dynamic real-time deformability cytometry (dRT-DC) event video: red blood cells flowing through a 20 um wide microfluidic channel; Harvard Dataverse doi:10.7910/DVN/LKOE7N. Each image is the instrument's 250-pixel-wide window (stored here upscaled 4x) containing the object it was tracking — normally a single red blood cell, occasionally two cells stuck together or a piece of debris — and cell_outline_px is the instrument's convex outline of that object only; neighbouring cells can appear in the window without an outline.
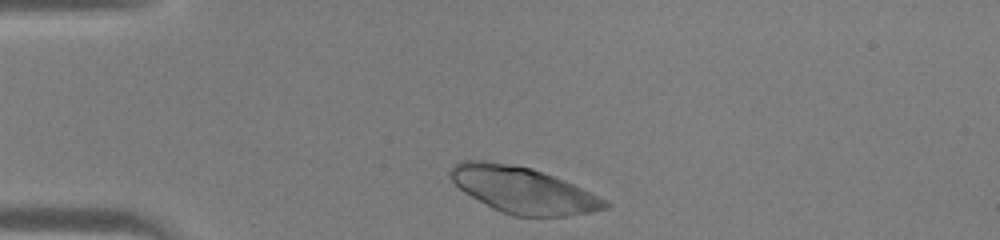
{"species": "human", "species_latin": "Homo sapiens", "temperature_condition": "warm", "stored_images_in_passage": 35, "camera_frame_rate_fps": 3000, "um_per_image_px": 0.085, "donor": {"sex": "male"}, "frame": {"image": 1, "passage_image": 1, "time_ms": 0.0, "image_size_px": [1000, 240], "cell_outline_px": [[612, 204], [608, 208], [592, 212], [564, 216], [512, 216], [492, 208], [464, 192], [452, 180], [448, 172], [452, 164], [460, 160], [484, 160], [512, 164], [532, 168], [564, 180]], "centroid_in_image_um": [44.4, 16.14], "position_along_channel_um": 40.6, "area_um2": 41.44}}
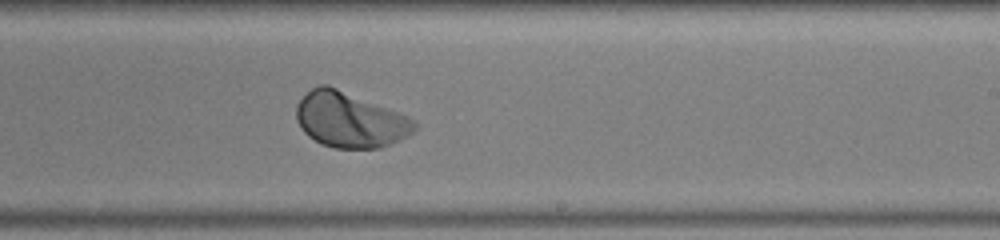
{"frame": {"image": 2, "passage_image": 17, "time_ms": 5.333, "image_size_px": [1000, 240], "cell_outline_px": [[416, 128], [408, 136], [380, 148], [332, 148], [320, 144], [308, 136], [304, 132], [296, 120], [296, 104], [312, 88], [320, 84], [328, 84], [416, 120]], "centroid_in_image_um": [29.7, 10.2], "position_along_channel_um": 259.3, "area_um2": 37.86}}
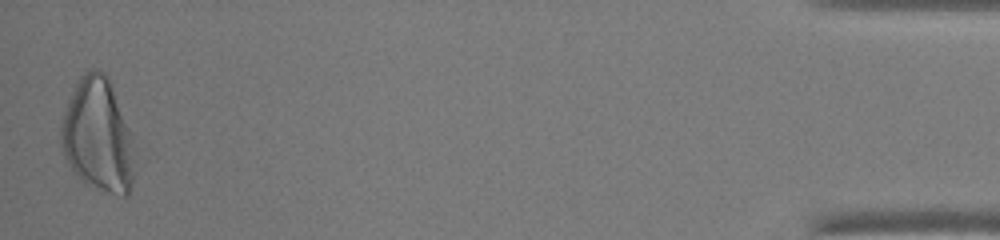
{"frame": {"image": 3, "passage_image": 35, "time_ms": 11.333, "image_size_px": [1000, 240], "cell_outline_px": [[136, 172], [128, 196], [124, 196], [92, 188], [80, 180], [68, 164], [64, 156], [60, 144], [60, 128], [64, 112], [68, 100], [80, 76], [84, 72], [92, 68], [96, 68], [104, 72], [108, 76], [132, 132], [136, 168]], "centroid_in_image_um": [8.35, 11.54], "position_along_channel_um": 426.9, "area_um2": 49.65}}